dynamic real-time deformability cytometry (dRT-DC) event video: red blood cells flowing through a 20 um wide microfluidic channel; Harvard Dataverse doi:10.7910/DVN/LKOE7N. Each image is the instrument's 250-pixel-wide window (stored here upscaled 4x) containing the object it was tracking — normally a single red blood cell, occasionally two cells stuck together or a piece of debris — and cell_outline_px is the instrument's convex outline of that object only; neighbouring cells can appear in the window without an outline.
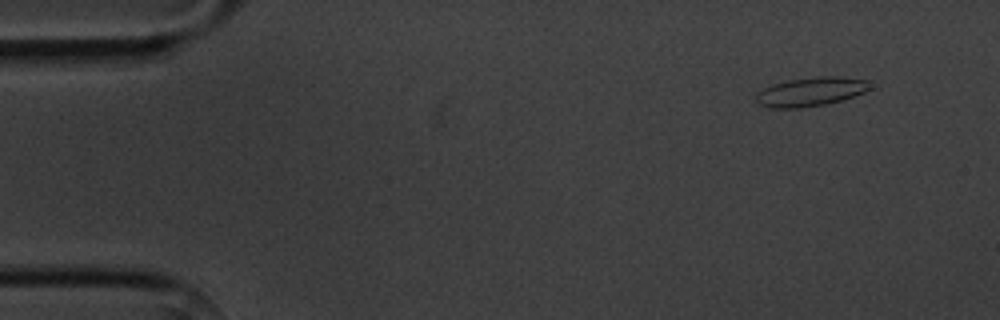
{"species": "common noctule bat (a hibernating species)", "species_latin": "Nyctalus noctula", "temperature_condition": "cold", "stored_images_in_passage": 3, "camera_frame_rate_fps": 3000, "um_per_image_px": 0.085, "animal": {"sex": "male", "body_mass_g": 20.1, "forearm_length_mm": 53.5}, "frame": {"image": 1, "passage_image": 1, "time_ms": 0.0, "image_size_px": [1000, 320], "cell_outline_px": [[872, 88], [864, 92], [840, 100], [824, 104], [800, 108], [772, 108], [760, 104], [756, 100], [756, 96], [764, 88], [772, 84], [792, 80], [816, 76], [840, 76], [868, 80]], "centroid_in_image_um": [68.95, 7.78], "position_along_channel_um": 16.1, "area_um2": 18.96}}